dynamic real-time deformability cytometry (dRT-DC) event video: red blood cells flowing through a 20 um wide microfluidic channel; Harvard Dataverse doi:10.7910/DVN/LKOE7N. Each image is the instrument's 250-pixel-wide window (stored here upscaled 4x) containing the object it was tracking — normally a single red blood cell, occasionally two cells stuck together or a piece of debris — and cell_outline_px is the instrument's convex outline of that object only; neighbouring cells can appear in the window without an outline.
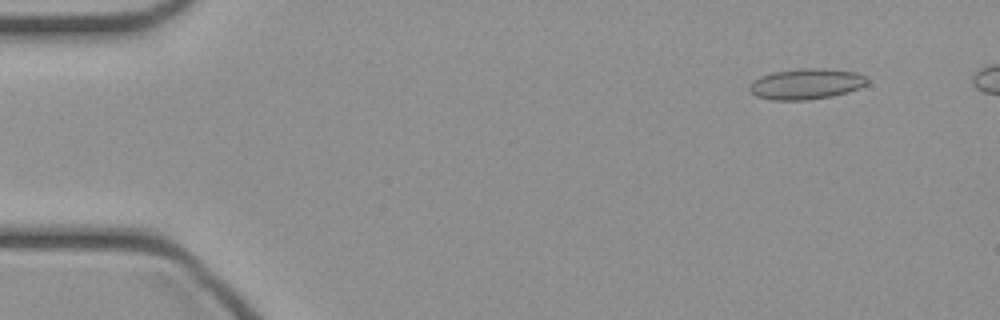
{"species": "common noctule bat (a hibernating species)", "species_latin": "Nyctalus noctula", "temperature_condition": "cold", "stored_images_in_passage": 11, "camera_frame_rate_fps": 3000, "um_per_image_px": 0.085, "animal": {"sex": "female", "body_mass_g": 21.9}, "frame": {"image": 1, "passage_image": 5, "time_ms": 1.333, "image_size_px": [1000, 320], "cell_outline_px": [[868, 84], [860, 88], [848, 92], [832, 96], [808, 100], [772, 100], [756, 96], [748, 88], [752, 80], [760, 76], [772, 72], [804, 68], [824, 68], [856, 72], [864, 76], [868, 80]], "centroid_in_image_um": [68.53, 7.13], "position_along_channel_um": 16.5, "area_um2": 21.21}}